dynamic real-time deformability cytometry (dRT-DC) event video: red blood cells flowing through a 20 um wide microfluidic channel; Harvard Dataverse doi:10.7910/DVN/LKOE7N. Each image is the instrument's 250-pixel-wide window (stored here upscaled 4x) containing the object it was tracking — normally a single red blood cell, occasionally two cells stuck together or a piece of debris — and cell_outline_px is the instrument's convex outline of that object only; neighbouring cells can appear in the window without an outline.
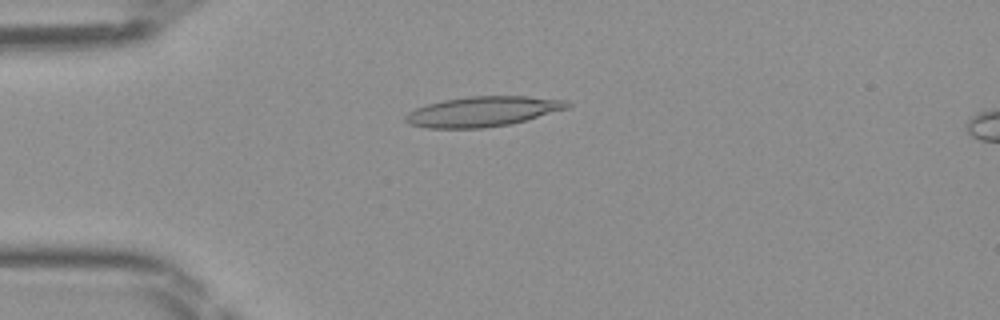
{"species": "Egyptian fruit bat (a non-hibernating species)", "species_latin": "Rousettus aegyptiacus", "temperature_condition": "room temperature", "stored_images_in_passage": 47, "camera_frame_rate_fps": 3000, "um_per_image_px": 0.085, "frame": {"image": 1, "passage_image": 12, "time_ms": 3.667, "image_size_px": [1000, 320], "cell_outline_px": [[572, 104], [568, 108], [512, 124], [484, 128], [424, 128], [408, 124], [404, 120], [404, 116], [408, 112], [416, 108], [428, 104], [444, 100], [468, 96], [528, 96], [564, 100]], "centroid_in_image_um": [41.0, 9.48], "position_along_channel_um": 44.0, "area_um2": 28.44}}
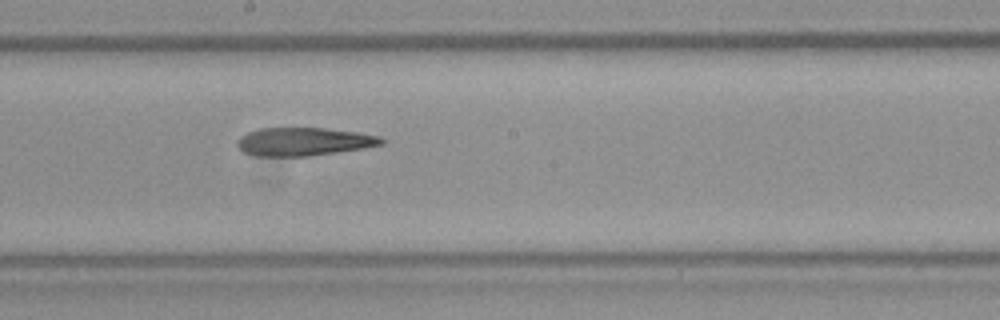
{"frame": {"image": 2, "passage_image": 26, "time_ms": 8.333, "image_size_px": [1000, 320], "cell_outline_px": [[384, 144], [364, 148], [308, 156], [256, 156], [244, 152], [236, 144], [236, 140], [240, 136], [248, 132], [260, 128], [324, 128], [356, 132], [380, 136], [384, 140]], "centroid_in_image_um": [25.8, 12.04], "position_along_channel_um": 222.4, "area_um2": 23.64}}
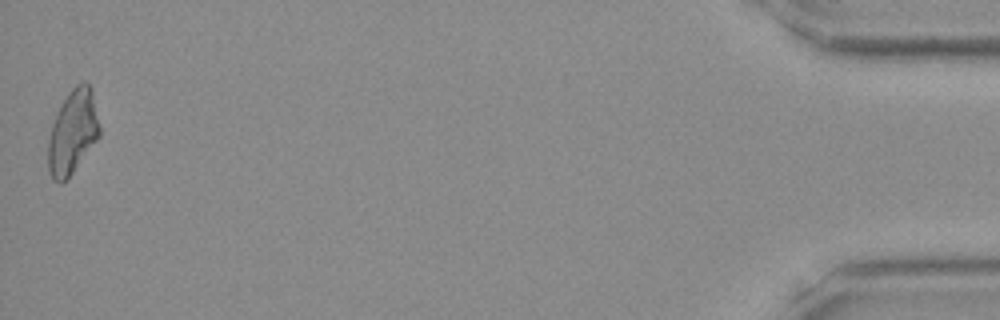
{"frame": {"image": 3, "passage_image": 47, "time_ms": 15.333, "image_size_px": [1000, 320], "cell_outline_px": [[100, 136], [72, 172], [60, 184], [52, 180], [48, 172], [48, 140], [52, 124], [68, 92], [76, 84], [84, 80], [92, 88], [100, 124]], "centroid_in_image_um": [6.19, 11.21], "position_along_channel_um": 429.0, "area_um2": 25.09}}